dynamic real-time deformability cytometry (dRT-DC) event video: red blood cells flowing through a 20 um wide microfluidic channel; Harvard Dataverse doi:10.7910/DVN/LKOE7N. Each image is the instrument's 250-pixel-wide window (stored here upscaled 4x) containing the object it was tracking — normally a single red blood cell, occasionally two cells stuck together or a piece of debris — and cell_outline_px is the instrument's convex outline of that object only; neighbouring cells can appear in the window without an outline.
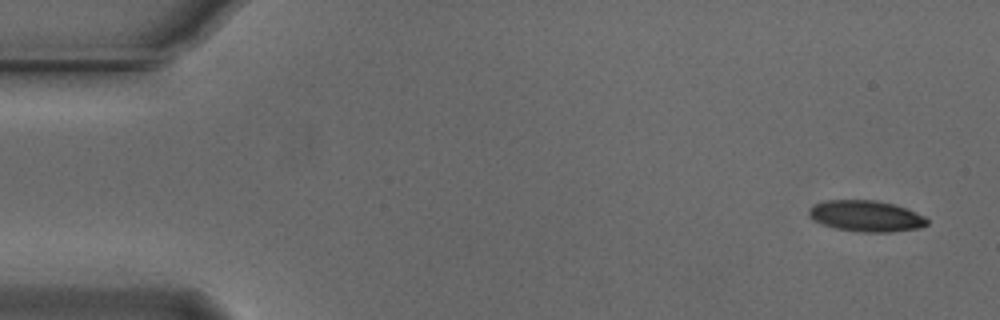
{"species": "Egyptian fruit bat (a non-hibernating species)", "species_latin": "Rousettus aegyptiacus", "temperature_condition": "cold", "stored_images_in_passage": 9, "camera_frame_rate_fps": 3000, "um_per_image_px": 0.085, "animal": {"sex": "male"}, "frame": {"image": 1, "passage_image": 1, "time_ms": 0.0, "image_size_px": [1000, 320], "cell_outline_px": [[928, 224], [920, 228], [888, 232], [864, 232], [836, 228], [812, 220], [808, 216], [808, 208], [812, 204], [824, 200], [876, 200], [908, 208], [924, 216], [928, 220]], "centroid_in_image_um": [73.59, 18.35], "position_along_channel_um": 11.4, "area_um2": 21.56}}